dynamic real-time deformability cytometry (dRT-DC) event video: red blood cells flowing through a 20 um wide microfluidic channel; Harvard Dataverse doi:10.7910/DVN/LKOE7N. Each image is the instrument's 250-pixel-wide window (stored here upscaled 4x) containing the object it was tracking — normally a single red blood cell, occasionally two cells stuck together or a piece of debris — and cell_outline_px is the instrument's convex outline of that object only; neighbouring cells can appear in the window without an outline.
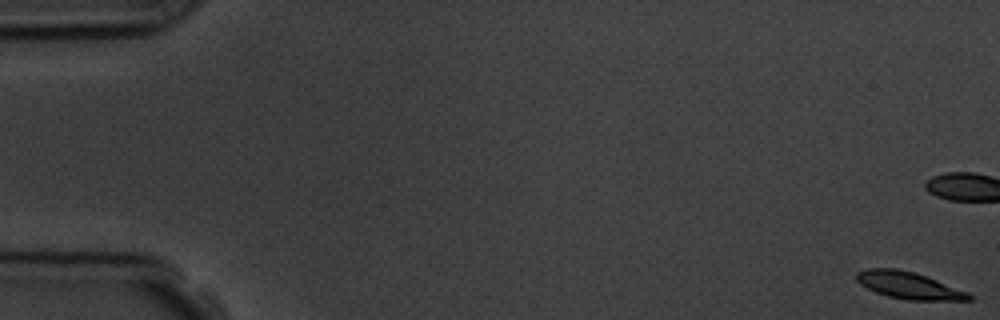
{"species": "common noctule bat (a hibernating species)", "species_latin": "Nyctalus noctula", "temperature_condition": "room temperature", "stored_images_in_passage": 7, "camera_frame_rate_fps": 3000, "um_per_image_px": 0.085, "animal": {"sex": "male", "body_mass_g": 19.5, "forearm_length_mm": 54.6}, "frame": {"image": 1, "passage_image": 1, "time_ms": 0.0, "image_size_px": [1000, 320], "cell_outline_px": [[972, 300], [908, 300], [888, 296], [876, 292], [860, 284], [856, 280], [856, 272], [868, 268], [896, 268], [916, 272], [968, 292], [972, 296]], "centroid_in_image_um": [77.23, 24.25], "position_along_channel_um": 7.8, "area_um2": 17.63}}